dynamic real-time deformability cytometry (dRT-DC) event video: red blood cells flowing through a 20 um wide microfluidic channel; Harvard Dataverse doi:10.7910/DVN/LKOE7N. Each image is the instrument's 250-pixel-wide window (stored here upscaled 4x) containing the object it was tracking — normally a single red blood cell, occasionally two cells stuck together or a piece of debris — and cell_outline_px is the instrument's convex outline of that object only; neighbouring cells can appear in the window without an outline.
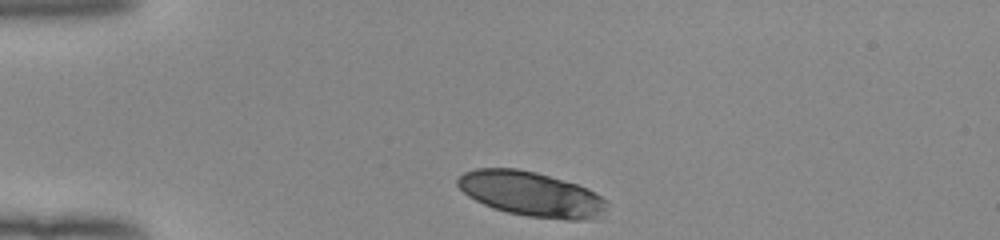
{"species": "human", "species_latin": "Homo sapiens", "temperature_condition": "room temperature", "stored_images_in_passage": 13, "camera_frame_rate_fps": 3000, "um_per_image_px": 0.085, "donor": {"sex": "female"}, "frame": {"image": 1, "passage_image": 1, "time_ms": 0.0, "image_size_px": [1000, 240], "cell_outline_px": [[608, 200], [604, 220], [564, 220], [528, 216], [508, 212], [492, 208], [468, 196], [456, 184], [456, 180], [464, 172], [476, 168], [516, 168], [536, 172], [576, 184], [588, 188]], "centroid_in_image_um": [45.24, 16.52], "position_along_channel_um": 39.8, "area_um2": 39.42}}
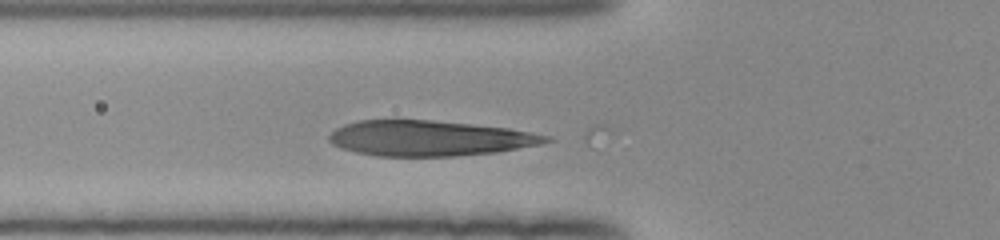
{"frame": {"image": 2, "passage_image": 8, "time_ms": 2.333, "image_size_px": [1000, 240], "cell_outline_px": [[552, 140], [540, 144], [496, 152], [456, 156], [376, 156], [356, 152], [340, 148], [332, 144], [328, 140], [328, 136], [336, 128], [344, 124], [360, 120], [432, 120], [472, 124], [508, 128], [532, 132], [552, 136]], "centroid_in_image_um": [36.49, 11.75], "position_along_channel_um": 89.3, "area_um2": 44.8}}
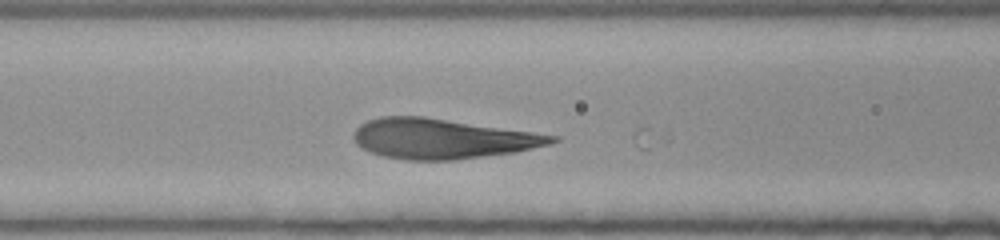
{"frame": {"image": 3, "passage_image": 11, "time_ms": 3.333, "image_size_px": [1000, 240], "cell_outline_px": [[560, 140], [552, 144], [512, 152], [452, 160], [404, 160], [384, 156], [368, 152], [360, 148], [356, 144], [352, 136], [356, 128], [360, 124], [368, 120], [380, 116], [424, 116], [560, 136]], "centroid_in_image_um": [37.54, 11.78], "position_along_channel_um": 129.1, "area_um2": 46.24}}